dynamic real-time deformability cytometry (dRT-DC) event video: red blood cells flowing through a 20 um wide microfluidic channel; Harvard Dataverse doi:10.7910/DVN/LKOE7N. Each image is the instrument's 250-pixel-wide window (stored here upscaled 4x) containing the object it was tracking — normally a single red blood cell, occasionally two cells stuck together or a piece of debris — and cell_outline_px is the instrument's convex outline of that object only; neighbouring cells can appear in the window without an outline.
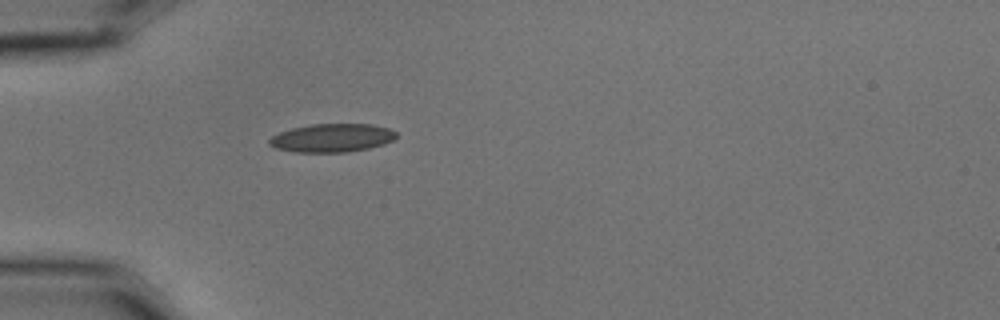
{"species": "common noctule bat (a hibernating species)", "species_latin": "Nyctalus noctula", "temperature_condition": "cold", "stored_images_in_passage": 2, "camera_frame_rate_fps": 3000, "um_per_image_px": 0.085, "animal": {"sex": "male", "body_mass_g": 15.6}, "frame": {"image": 1, "passage_image": 2, "time_ms": 0.333, "image_size_px": [1000, 320], "cell_outline_px": [[396, 136], [392, 140], [384, 144], [368, 148], [348, 152], [296, 152], [276, 148], [268, 144], [268, 140], [272, 136], [280, 132], [292, 128], [312, 124], [372, 124], [388, 128], [396, 132]], "centroid_in_image_um": [28.21, 11.72], "position_along_channel_um": 56.8, "area_um2": 20.92}}